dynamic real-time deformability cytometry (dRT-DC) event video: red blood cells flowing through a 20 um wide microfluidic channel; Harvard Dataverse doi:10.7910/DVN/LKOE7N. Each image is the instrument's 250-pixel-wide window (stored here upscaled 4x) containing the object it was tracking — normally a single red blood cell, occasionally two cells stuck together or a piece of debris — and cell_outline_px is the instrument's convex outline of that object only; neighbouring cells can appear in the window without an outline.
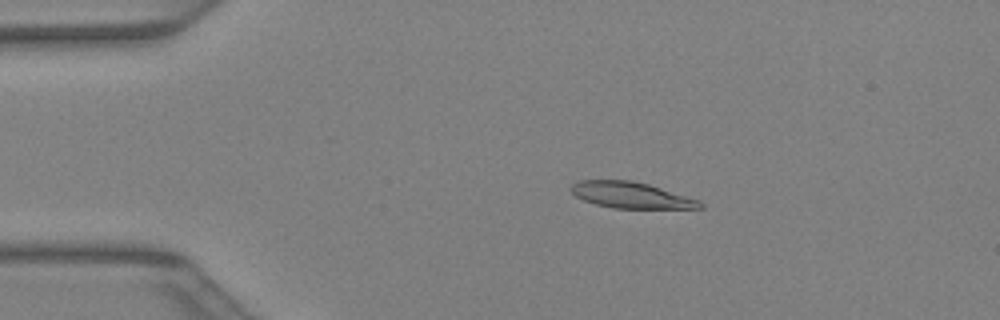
{"species": "Egyptian fruit bat (a non-hibernating species)", "species_latin": "Rousettus aegyptiacus", "temperature_condition": "warm", "stored_images_in_passage": 40, "camera_frame_rate_fps": 3000, "um_per_image_px": 0.085, "animal": {"sex": "female"}, "frame": {"image": 1, "passage_image": 7, "time_ms": 2.0, "image_size_px": [1000, 320], "cell_outline_px": [[704, 208], [612, 208], [596, 204], [584, 200], [576, 196], [568, 188], [576, 180], [632, 180], [648, 184], [700, 200], [704, 204]], "centroid_in_image_um": [53.62, 16.58], "position_along_channel_um": 31.4, "area_um2": 19.65}}
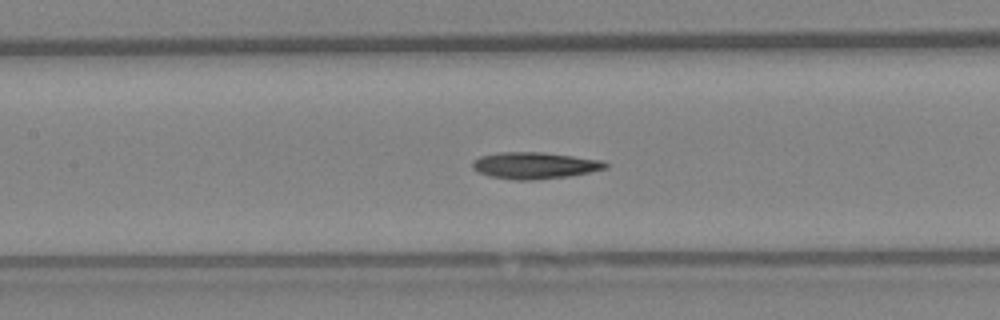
{"frame": {"image": 2, "passage_image": 18, "time_ms": 5.667, "image_size_px": [1000, 320], "cell_outline_px": [[608, 168], [568, 176], [536, 180], [516, 180], [492, 176], [480, 172], [472, 168], [472, 160], [480, 156], [496, 152], [540, 152], [572, 156], [600, 160], [608, 164]], "centroid_in_image_um": [45.41, 14.06], "position_along_channel_um": 162.0, "area_um2": 20.46}}
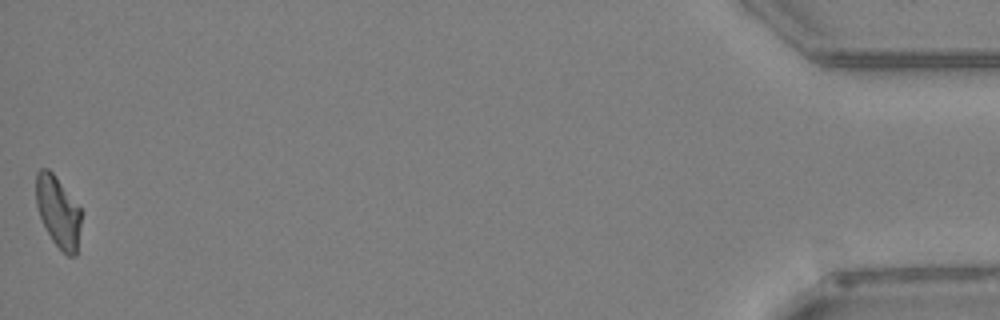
{"frame": {"image": 3, "passage_image": 40, "time_ms": 13.0, "image_size_px": [1000, 320], "cell_outline_px": [[80, 224], [76, 256], [68, 256], [52, 240], [40, 216], [36, 204], [36, 172], [40, 168], [48, 168], [56, 176], [80, 208]], "centroid_in_image_um": [4.92, 17.97], "position_along_channel_um": 430.3, "area_um2": 18.38}}